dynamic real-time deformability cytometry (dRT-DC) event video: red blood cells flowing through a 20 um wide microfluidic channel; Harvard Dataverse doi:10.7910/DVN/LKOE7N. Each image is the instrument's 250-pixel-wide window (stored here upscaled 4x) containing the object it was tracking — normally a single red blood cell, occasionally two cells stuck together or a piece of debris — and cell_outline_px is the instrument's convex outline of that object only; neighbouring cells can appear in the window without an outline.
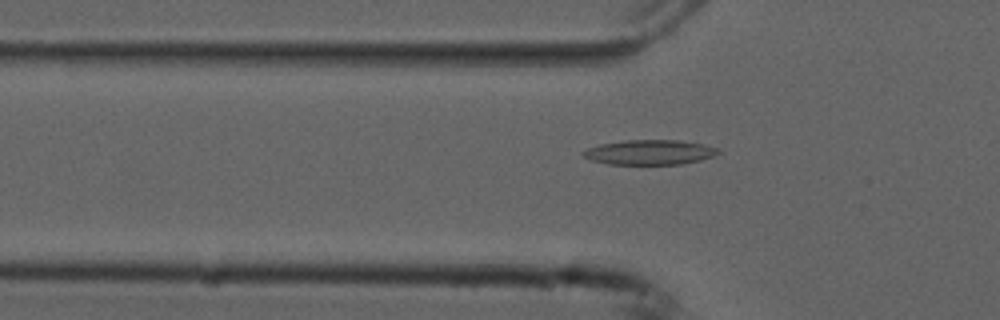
{"species": "common noctule bat (a hibernating species)", "species_latin": "Nyctalus noctula", "temperature_condition": "cold", "stored_images_in_passage": 54, "camera_frame_rate_fps": 3000, "um_per_image_px": 0.085, "animal": {"sex": "male", "forearm_length_mm": 52.5}, "frame": {"image": 1, "passage_image": 17, "time_ms": 5.333, "image_size_px": [1000, 320], "cell_outline_px": [[720, 152], [712, 156], [700, 160], [680, 164], [608, 164], [592, 160], [584, 156], [580, 152], [588, 148], [600, 144], [624, 140], [676, 140], [704, 144], [720, 148]], "centroid_in_image_um": [55.22, 12.94], "position_along_channel_um": 70.6, "area_um2": 19.48}}
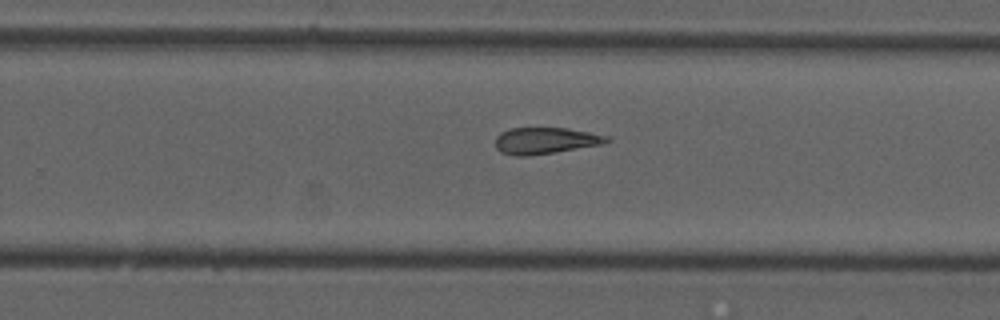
{"frame": {"image": 2, "passage_image": 34, "time_ms": 11.0, "image_size_px": [1000, 320], "cell_outline_px": [[612, 140], [604, 144], [556, 152], [528, 156], [512, 156], [500, 152], [496, 148], [496, 136], [500, 132], [512, 128], [568, 128], [612, 136]], "centroid_in_image_um": [46.4, 11.96], "position_along_channel_um": 283.4, "area_um2": 17.51}}
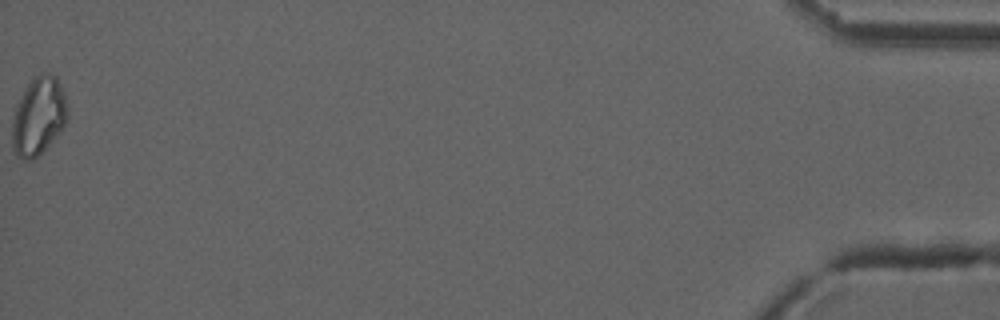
{"frame": {"image": 3, "passage_image": 54, "time_ms": 17.667, "image_size_px": [1000, 320], "cell_outline_px": [[68, 116], [60, 132], [32, 160], [24, 160], [16, 156], [12, 148], [12, 120], [16, 104], [28, 84], [36, 76], [48, 72], [56, 76], [68, 100]], "centroid_in_image_um": [3.28, 9.87], "position_along_channel_um": 431.9, "area_um2": 25.14}}